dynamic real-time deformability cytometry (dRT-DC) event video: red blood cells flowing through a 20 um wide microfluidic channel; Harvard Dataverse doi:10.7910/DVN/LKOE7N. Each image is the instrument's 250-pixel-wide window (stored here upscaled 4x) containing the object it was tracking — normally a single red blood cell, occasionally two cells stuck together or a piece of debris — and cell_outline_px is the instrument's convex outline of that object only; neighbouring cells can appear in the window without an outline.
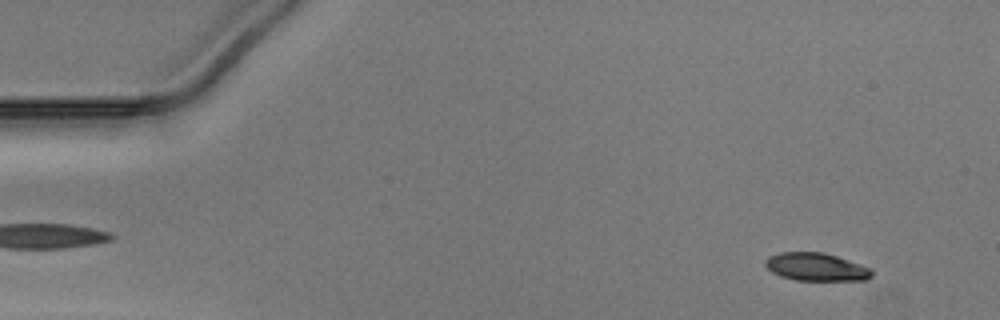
{"species": "Egyptian fruit bat (a non-hibernating species)", "species_latin": "Rousettus aegyptiacus", "temperature_condition": "warm", "stored_images_in_passage": 50, "camera_frame_rate_fps": 3000, "um_per_image_px": 0.085, "animal": {"sex": "male"}, "frame": {"image": 1, "passage_image": 4, "time_ms": 1.0, "image_size_px": [1000, 320], "cell_outline_px": [[872, 276], [868, 280], [796, 280], [780, 276], [772, 272], [764, 264], [764, 260], [768, 256], [780, 252], [824, 252], [872, 268]], "centroid_in_image_um": [69.36, 22.68], "position_along_channel_um": 15.6, "area_um2": 17.4}}
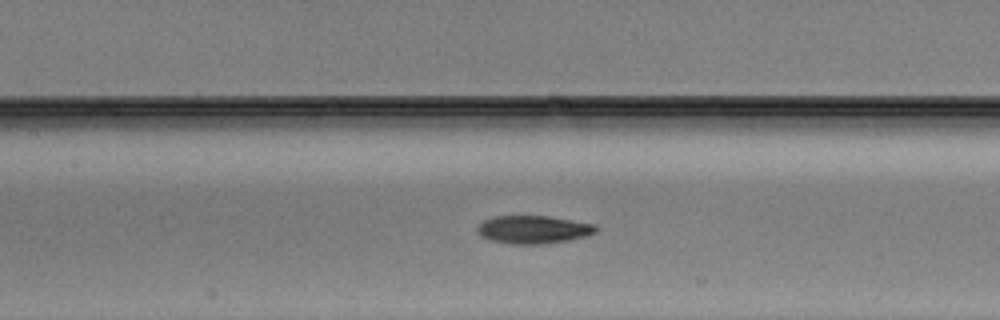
{"frame": {"image": 2, "passage_image": 23, "time_ms": 7.333, "image_size_px": [1000, 320], "cell_outline_px": [[596, 232], [584, 236], [568, 240], [544, 244], [516, 244], [492, 240], [480, 236], [476, 232], [476, 228], [484, 220], [492, 216], [548, 216], [592, 224], [596, 228]], "centroid_in_image_um": [45.27, 19.51], "position_along_channel_um": 162.1, "area_um2": 19.07}}
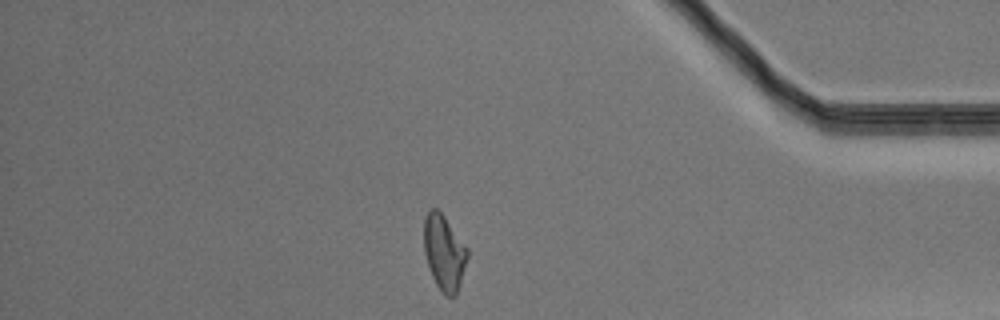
{"frame": {"image": 3, "passage_image": 43, "time_ms": 14.0, "image_size_px": [1000, 320], "cell_outline_px": [[468, 256], [456, 296], [444, 296], [440, 292], [432, 276], [424, 252], [424, 216], [428, 208], [436, 208], [444, 216], [468, 248]], "centroid_in_image_um": [37.74, 21.46], "position_along_channel_um": 397.5, "area_um2": 19.13}}